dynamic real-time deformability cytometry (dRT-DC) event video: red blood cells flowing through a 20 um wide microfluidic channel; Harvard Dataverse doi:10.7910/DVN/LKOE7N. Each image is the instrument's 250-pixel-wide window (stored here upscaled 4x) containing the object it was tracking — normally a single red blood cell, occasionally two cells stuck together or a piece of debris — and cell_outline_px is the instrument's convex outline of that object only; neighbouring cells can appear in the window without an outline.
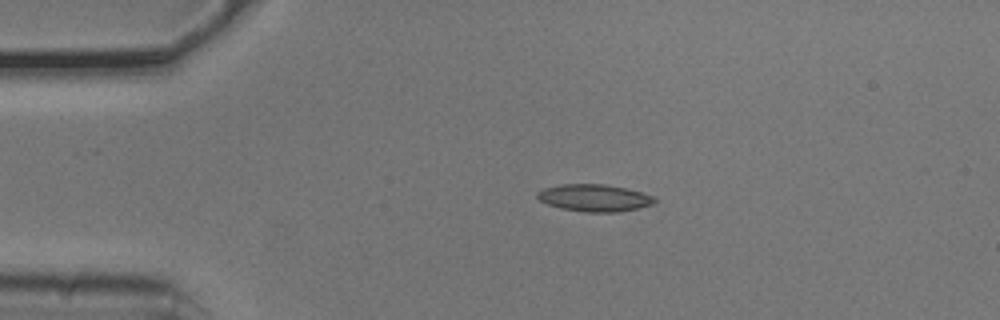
{"species": "common noctule bat (a hibernating species)", "species_latin": "Nyctalus noctula", "temperature_condition": "cold", "stored_images_in_passage": 2, "camera_frame_rate_fps": 3000, "um_per_image_px": 0.085, "animal": {"sex": "male", "body_mass_g": 20.5, "forearm_length_mm": 52.5}, "frame": {"image": 1, "passage_image": 1, "time_ms": 0.0, "image_size_px": [1000, 320], "cell_outline_px": [[656, 200], [652, 204], [636, 208], [616, 212], [584, 212], [560, 208], [548, 204], [540, 200], [536, 196], [536, 192], [544, 188], [560, 184], [604, 184], [624, 188], [640, 192], [652, 196]], "centroid_in_image_um": [50.46, 16.81], "position_along_channel_um": 34.5, "area_um2": 18.32}}